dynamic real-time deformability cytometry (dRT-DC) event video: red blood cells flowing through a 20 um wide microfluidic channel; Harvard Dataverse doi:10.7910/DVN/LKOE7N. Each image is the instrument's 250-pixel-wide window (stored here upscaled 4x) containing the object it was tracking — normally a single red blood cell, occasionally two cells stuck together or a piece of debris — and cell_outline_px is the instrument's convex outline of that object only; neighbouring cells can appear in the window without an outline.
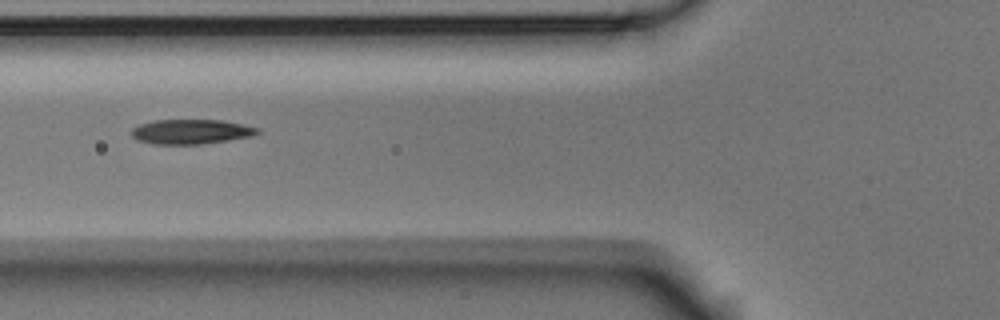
{"species": "Egyptian fruit bat (a non-hibernating species)", "species_latin": "Rousettus aegyptiacus", "temperature_condition": "room temperature", "stored_images_in_passage": 7, "segment_of_instrument_passage": [2, 2], "camera_frame_rate_fps": 3000, "um_per_image_px": 0.085, "animal": {"sex": "male"}, "frame": {"image": 1, "passage_image": 5, "time_ms": 1.333, "image_size_px": [1000, 320], "cell_outline_px": [[260, 132], [252, 136], [204, 144], [152, 144], [136, 140], [132, 136], [132, 128], [140, 124], [152, 120], [220, 120], [244, 124], [260, 128]], "centroid_in_image_um": [16.24, 11.19], "position_along_channel_um": 109.6, "area_um2": 18.26}}
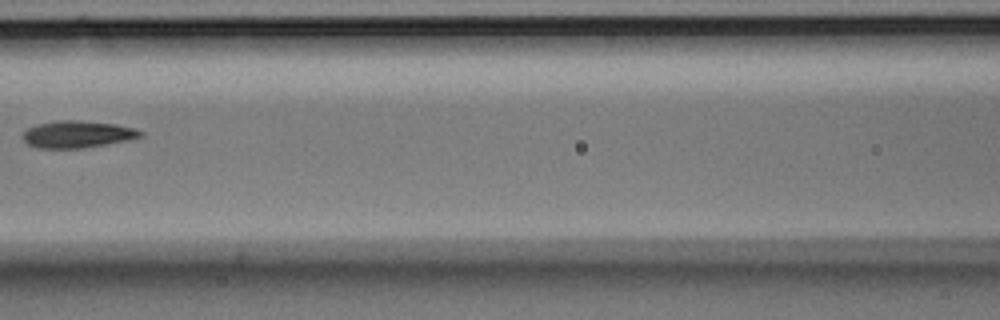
{"frame": {"image": 2, "passage_image": 6, "time_ms": 1.667, "image_size_px": [1000, 320], "cell_outline_px": [[144, 136], [128, 140], [84, 148], [36, 148], [28, 144], [24, 140], [24, 132], [28, 128], [36, 124], [56, 120], [80, 120], [116, 124], [136, 128], [144, 132]], "centroid_in_image_um": [6.62, 11.4], "position_along_channel_um": 160.0, "area_um2": 18.67}}
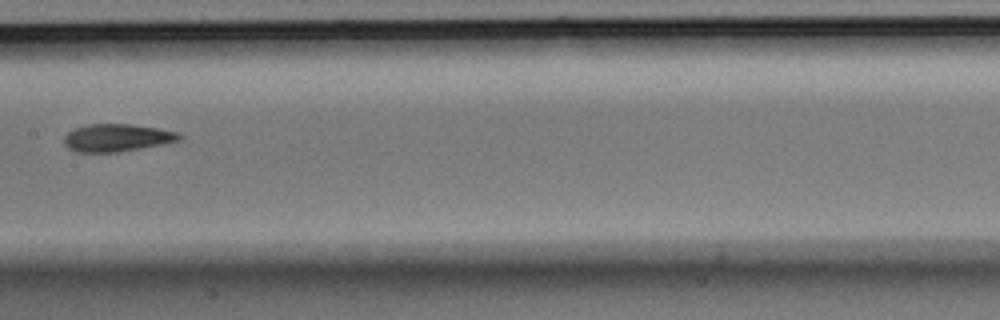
{"frame": {"image": 3, "passage_image": 7, "time_ms": 2.0, "image_size_px": [1000, 320], "cell_outline_px": [[184, 136], [180, 140], [120, 152], [76, 152], [68, 148], [64, 144], [64, 136], [68, 132], [76, 128], [88, 124], [128, 124], [156, 128], [176, 132]], "centroid_in_image_um": [9.9, 11.71], "position_along_channel_um": 197.5, "area_um2": 18.32}}